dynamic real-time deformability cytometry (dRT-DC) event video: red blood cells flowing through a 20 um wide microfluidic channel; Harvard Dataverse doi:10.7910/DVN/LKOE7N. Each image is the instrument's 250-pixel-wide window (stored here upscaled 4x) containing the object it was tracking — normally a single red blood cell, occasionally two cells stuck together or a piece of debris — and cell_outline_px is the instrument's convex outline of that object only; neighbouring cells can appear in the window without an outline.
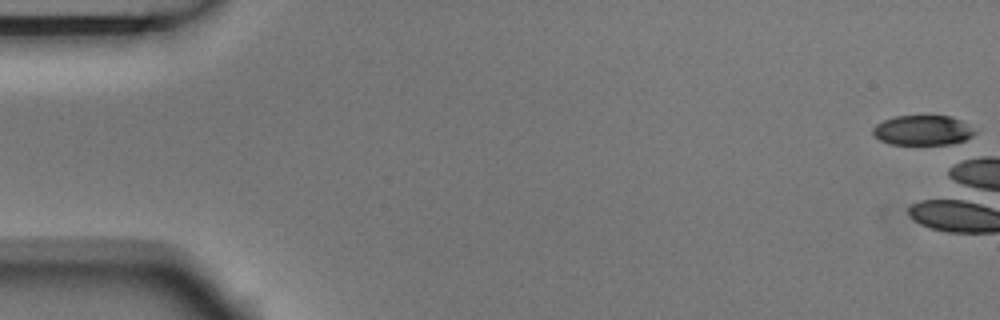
{"species": "Egyptian fruit bat (a non-hibernating species)", "species_latin": "Rousettus aegyptiacus", "temperature_condition": "room temperature", "stored_images_in_passage": 6, "camera_frame_rate_fps": 3000, "um_per_image_px": 0.085, "animal": {"sex": "male"}, "frame": {"image": 1, "passage_image": 1, "time_ms": 0.0, "image_size_px": [1000, 320], "cell_outline_px": [[976, 132], [972, 136], [964, 140], [952, 144], [888, 144], [880, 140], [872, 132], [872, 128], [876, 124], [892, 116], [952, 116], [960, 120]], "centroid_in_image_um": [78.39, 11.07], "position_along_channel_um": 6.6, "area_um2": 17.63}}